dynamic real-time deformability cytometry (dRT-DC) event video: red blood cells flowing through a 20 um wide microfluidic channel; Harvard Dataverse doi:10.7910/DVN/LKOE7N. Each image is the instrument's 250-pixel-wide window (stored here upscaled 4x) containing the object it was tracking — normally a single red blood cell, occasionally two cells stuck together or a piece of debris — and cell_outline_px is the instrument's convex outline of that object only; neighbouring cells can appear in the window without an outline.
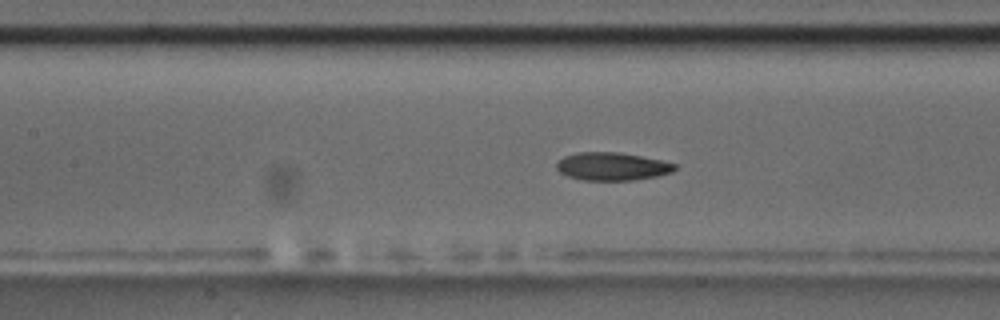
{"species": "common noctule bat (a hibernating species)", "species_latin": "Nyctalus noctula", "temperature_condition": "room temperature", "stored_images_in_passage": 57, "camera_frame_rate_fps": 3000, "um_per_image_px": 0.085, "animal": {"sex": "male", "body_mass_g": 17.5, "forearm_length_mm": 52.3}, "frame": {"image": 1, "passage_image": 25, "time_ms": 8.0, "image_size_px": [1000, 320], "cell_outline_px": [[676, 168], [672, 172], [656, 176], [632, 180], [584, 180], [568, 176], [560, 172], [556, 168], [556, 164], [564, 156], [576, 152], [620, 152], [660, 160], [676, 164]], "centroid_in_image_um": [52.01, 14.14], "position_along_channel_um": 155.4, "area_um2": 19.13}}
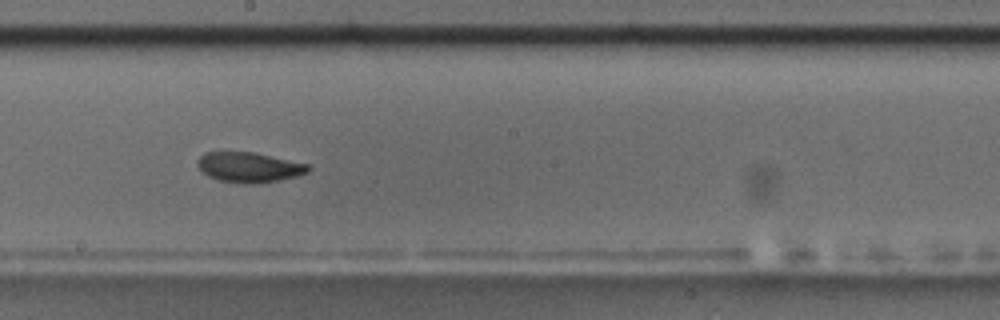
{"frame": {"image": 2, "passage_image": 31, "time_ms": 10.0, "image_size_px": [1000, 320], "cell_outline_px": [[312, 168], [308, 172], [300, 176], [260, 184], [244, 184], [220, 180], [208, 176], [196, 164], [196, 160], [204, 152], [252, 152], [308, 164]], "centroid_in_image_um": [21.19, 14.23], "position_along_channel_um": 227.0, "area_um2": 19.54}}
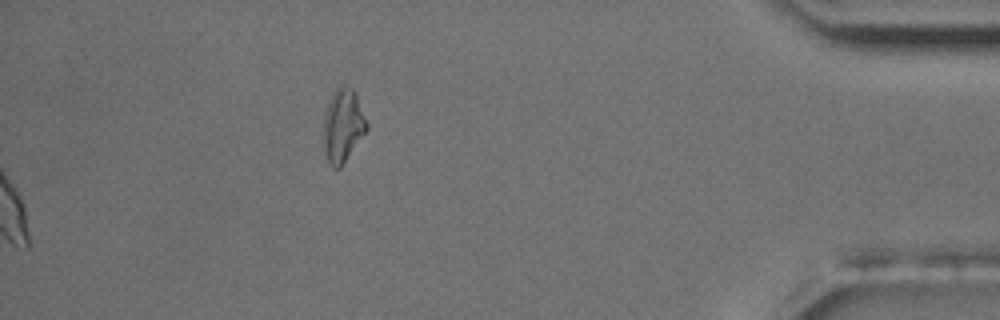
{"frame": {"image": 3, "passage_image": 57, "time_ms": 18.667, "image_size_px": [1000, 320], "cell_outline_px": [[368, 128], [340, 168], [332, 168], [324, 152], [324, 112], [328, 100], [332, 92], [340, 84], [352, 88], [356, 96], [368, 124]], "centroid_in_image_um": [29.12, 10.65], "position_along_channel_um": 406.1, "area_um2": 18.32}, "authors_computed_cell_mechanics": {"area_um2": 19.4786, "velocity_mm_per_s": 3.6176, "shape_relaxation_time_tau1_ms": 3.4424, "shape_relaxation_time_tau2_ms": 2.5252, "deformation_change_tau1": 0.1335, "deformation_change_tau2": 0.0668}}